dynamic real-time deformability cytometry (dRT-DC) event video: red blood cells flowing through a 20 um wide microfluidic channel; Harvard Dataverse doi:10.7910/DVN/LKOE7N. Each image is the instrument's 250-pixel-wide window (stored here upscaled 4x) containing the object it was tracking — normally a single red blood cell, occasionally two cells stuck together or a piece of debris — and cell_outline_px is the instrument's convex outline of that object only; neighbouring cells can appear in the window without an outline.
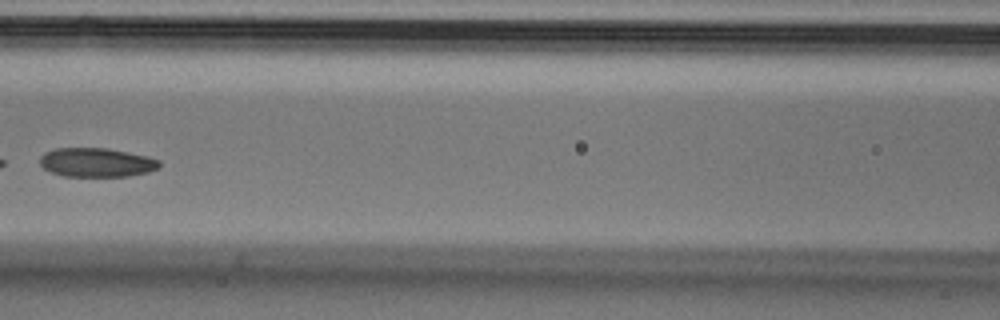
{"species": "Egyptian fruit bat (a non-hibernating species)", "species_latin": "Rousettus aegyptiacus", "temperature_condition": "cold", "stored_images_in_passage": 9, "camera_frame_rate_fps": 3000, "um_per_image_px": 0.085, "animal": {"sex": "male"}, "frame": {"image": 1, "passage_image": 6, "time_ms": 1.667, "image_size_px": [1000, 320], "cell_outline_px": [[160, 168], [148, 172], [128, 176], [64, 176], [52, 172], [44, 168], [40, 164], [40, 156], [44, 152], [56, 148], [108, 148], [148, 156], [160, 160]], "centroid_in_image_um": [8.22, 13.8], "position_along_channel_um": 158.4, "area_um2": 20.29}}
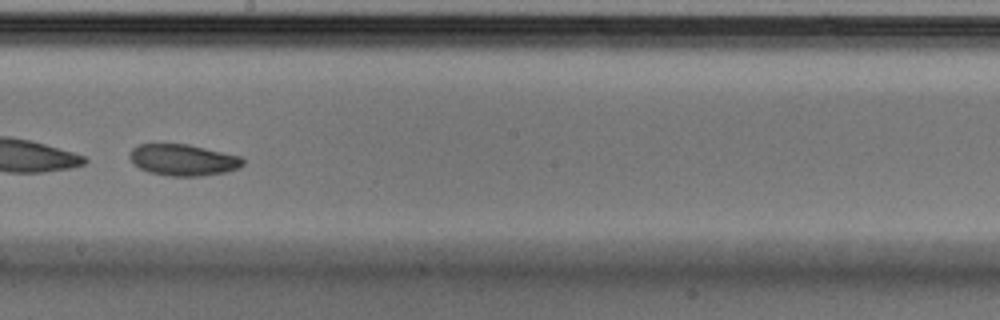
{"frame": {"image": 2, "passage_image": 8, "time_ms": 2.333, "image_size_px": [1000, 320], "cell_outline_px": [[244, 164], [240, 168], [224, 172], [204, 176], [168, 176], [148, 172], [140, 168], [128, 156], [128, 152], [132, 148], [140, 144], [188, 144], [240, 156], [244, 160]], "centroid_in_image_um": [15.57, 13.6], "position_along_channel_um": 232.6, "area_um2": 20.75}}
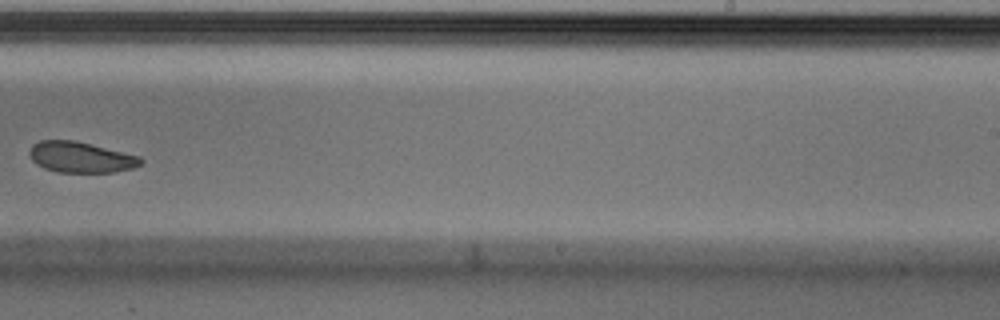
{"frame": {"image": 3, "passage_image": 9, "time_ms": 2.667, "image_size_px": [1000, 320], "cell_outline_px": [[144, 160], [140, 164], [132, 168], [116, 172], [56, 172], [44, 168], [36, 164], [28, 156], [28, 152], [32, 144], [40, 140], [72, 140], [140, 156]], "centroid_in_image_um": [6.82, 13.37], "position_along_channel_um": 282.2, "area_um2": 19.94}}